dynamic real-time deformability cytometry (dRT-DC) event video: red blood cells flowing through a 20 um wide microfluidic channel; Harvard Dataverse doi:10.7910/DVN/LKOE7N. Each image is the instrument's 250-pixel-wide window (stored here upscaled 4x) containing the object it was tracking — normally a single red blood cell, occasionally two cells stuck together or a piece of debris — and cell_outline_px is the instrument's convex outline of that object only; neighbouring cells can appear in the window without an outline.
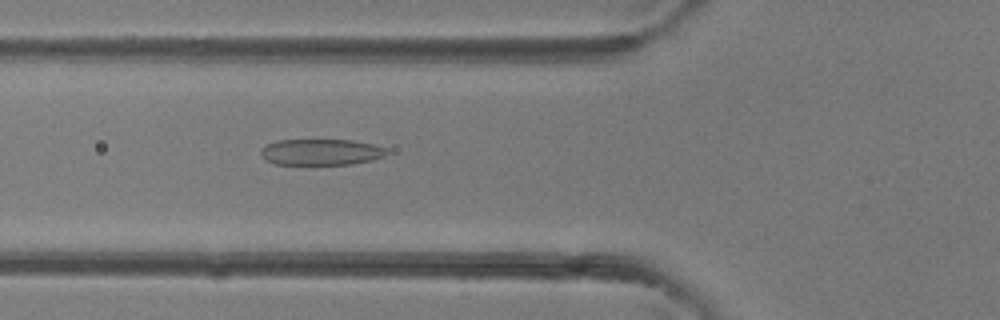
{"species": "common noctule bat (a hibernating species)", "species_latin": "Nyctalus noctula", "temperature_condition": "room temperature", "stored_images_in_passage": 34, "camera_frame_rate_fps": 3000, "um_per_image_px": 0.085, "animal": {"sex": "female"}, "frame": {"image": 1, "passage_image": 9, "time_ms": 2.667, "image_size_px": [1000, 320], "cell_outline_px": [[388, 152], [384, 156], [372, 160], [352, 164], [276, 164], [264, 160], [260, 156], [260, 152], [268, 144], [276, 140], [352, 140], [372, 144], [388, 148]], "centroid_in_image_um": [27.3, 12.92], "position_along_channel_um": 98.5, "area_um2": 19.19}}
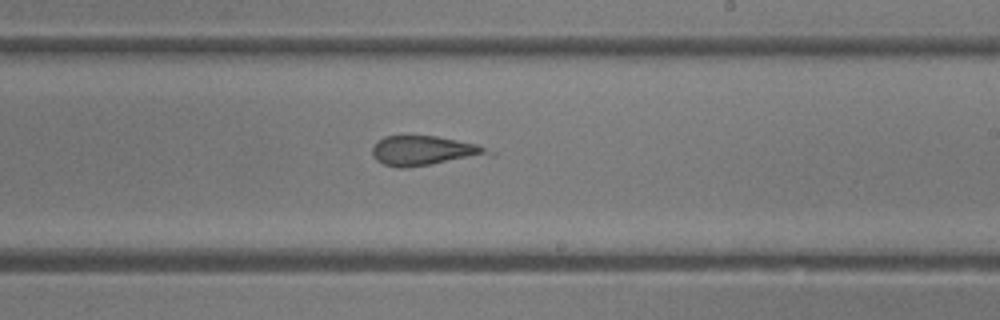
{"frame": {"image": 2, "passage_image": 18, "time_ms": 5.667, "image_size_px": [1000, 320], "cell_outline_px": [[496, 152], [428, 164], [404, 168], [396, 168], [384, 164], [376, 160], [372, 156], [372, 148], [384, 136], [436, 136], [476, 144]], "centroid_in_image_um": [35.93, 12.8], "position_along_channel_um": 253.1, "area_um2": 19.19}}
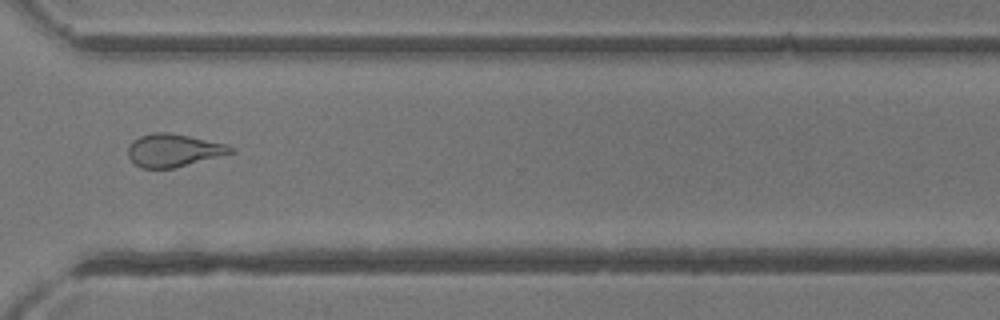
{"frame": {"image": 3, "passage_image": 24, "time_ms": 7.667, "image_size_px": [1000, 320], "cell_outline_px": [[236, 152], [172, 168], [140, 168], [128, 156], [128, 148], [132, 140], [140, 136], [152, 132], [172, 132], [228, 144], [236, 148]], "centroid_in_image_um": [14.78, 12.75], "position_along_channel_um": 355.8, "area_um2": 19.77}}